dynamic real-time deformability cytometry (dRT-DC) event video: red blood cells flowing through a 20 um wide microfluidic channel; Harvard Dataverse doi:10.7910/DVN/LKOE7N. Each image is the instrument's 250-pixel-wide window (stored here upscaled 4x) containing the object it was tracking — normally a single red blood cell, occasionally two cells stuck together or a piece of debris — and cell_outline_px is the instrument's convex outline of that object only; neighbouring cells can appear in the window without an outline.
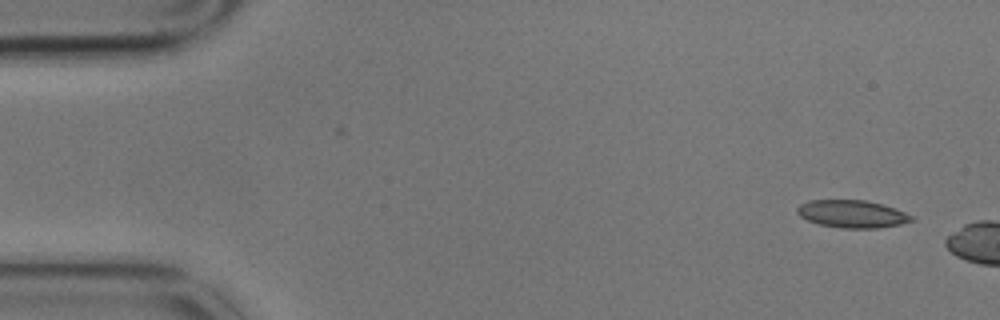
{"species": "common noctule bat (a hibernating species)", "species_latin": "Nyctalus noctula", "temperature_condition": "cold", "stored_images_in_passage": 3, "camera_frame_rate_fps": 3000, "um_per_image_px": 0.085, "animal": {"sex": "male", "body_mass_g": 17.9}, "frame": {"image": 1, "passage_image": 3, "time_ms": 0.667, "image_size_px": [1000, 320], "cell_outline_px": [[916, 220], [900, 224], [880, 228], [840, 228], [820, 224], [808, 220], [800, 216], [796, 212], [796, 208], [800, 204], [808, 200], [864, 200], [884, 204], [896, 208], [916, 216]], "centroid_in_image_um": [72.49, 18.18], "position_along_channel_um": 12.5, "area_um2": 18.67}}